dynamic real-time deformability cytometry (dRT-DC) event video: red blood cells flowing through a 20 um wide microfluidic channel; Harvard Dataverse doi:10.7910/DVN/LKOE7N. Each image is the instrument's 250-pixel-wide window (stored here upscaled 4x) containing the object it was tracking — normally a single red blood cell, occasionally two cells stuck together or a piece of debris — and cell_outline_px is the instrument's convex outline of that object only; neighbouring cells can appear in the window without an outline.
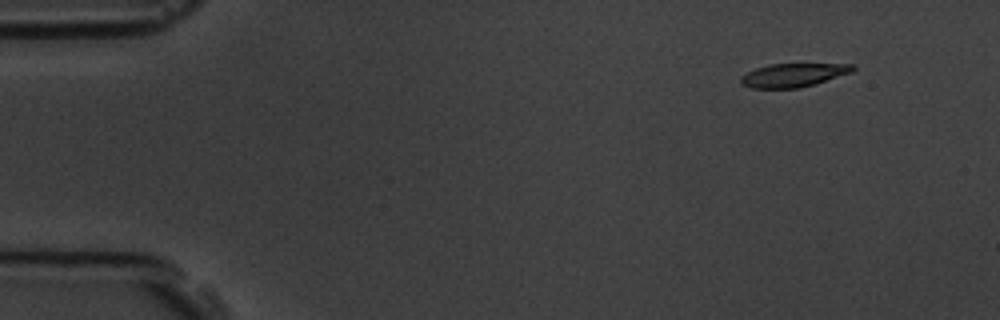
{"species": "common noctule bat (a hibernating species)", "species_latin": "Nyctalus noctula", "temperature_condition": "room temperature", "stored_images_in_passage": 4, "camera_frame_rate_fps": 3000, "um_per_image_px": 0.085, "animal": {"sex": "male", "body_mass_g": 19.5, "forearm_length_mm": 54.6}, "frame": {"image": 1, "passage_image": 1, "time_ms": 0.0, "image_size_px": [1000, 320], "cell_outline_px": [[856, 68], [852, 72], [816, 84], [800, 88], [752, 88], [740, 84], [740, 76], [756, 68], [768, 64], [852, 64]], "centroid_in_image_um": [67.42, 6.39], "position_along_channel_um": 17.6, "area_um2": 15.43}}
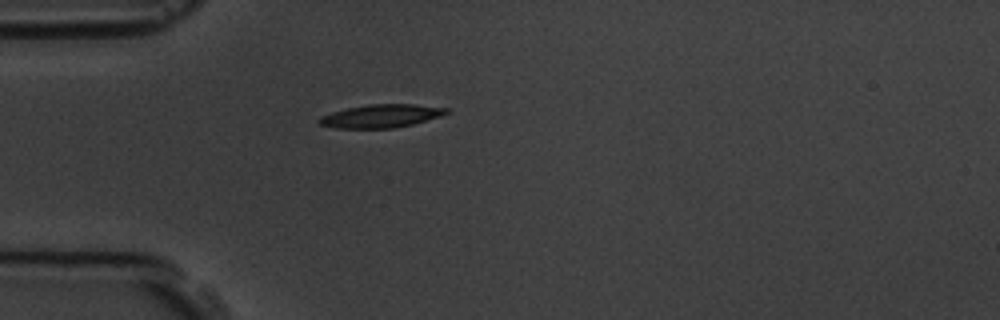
{"frame": {"image": 2, "passage_image": 4, "time_ms": 3.333, "image_size_px": [1000, 320], "cell_outline_px": [[448, 112], [440, 116], [412, 124], [392, 128], [336, 128], [320, 124], [316, 120], [320, 116], [332, 112], [348, 108], [368, 104], [412, 104], [448, 108]], "centroid_in_image_um": [32.35, 9.86], "position_along_channel_um": 52.6, "area_um2": 16.99}}